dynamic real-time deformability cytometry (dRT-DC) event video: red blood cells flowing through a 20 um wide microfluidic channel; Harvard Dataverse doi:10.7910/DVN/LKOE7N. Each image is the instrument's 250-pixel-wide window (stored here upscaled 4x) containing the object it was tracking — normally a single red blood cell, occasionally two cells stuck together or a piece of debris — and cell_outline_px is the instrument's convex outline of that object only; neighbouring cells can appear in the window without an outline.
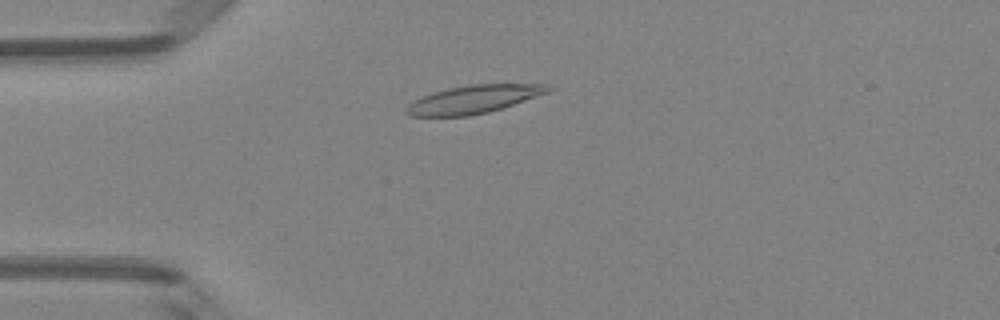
{"species": "Egyptian fruit bat (a non-hibernating species)", "species_latin": "Rousettus aegyptiacus", "temperature_condition": "room temperature", "stored_images_in_passage": 48, "camera_frame_rate_fps": 3000, "um_per_image_px": 0.085, "animal": {"sex": "female"}, "frame": {"image": 1, "passage_image": 11, "time_ms": 3.333, "image_size_px": [1000, 320], "cell_outline_px": [[552, 88], [548, 92], [488, 112], [468, 116], [408, 116], [404, 112], [404, 108], [408, 104], [420, 96], [432, 92], [448, 88], [468, 84], [548, 84]], "centroid_in_image_um": [40.16, 8.44], "position_along_channel_um": 44.8, "area_um2": 23.12}}
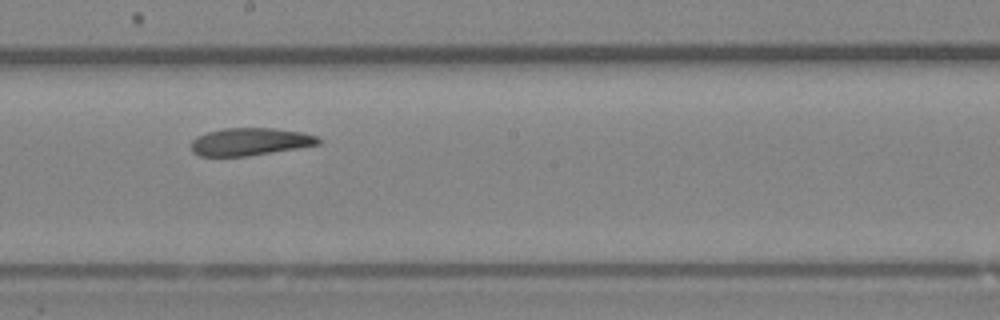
{"frame": {"image": 2, "passage_image": 26, "time_ms": 8.333, "image_size_px": [1000, 320], "cell_outline_px": [[320, 144], [248, 156], [200, 156], [192, 152], [192, 140], [196, 136], [208, 132], [224, 128], [272, 128], [304, 132], [316, 136], [320, 140]], "centroid_in_image_um": [21.24, 12.04], "position_along_channel_um": 227.0, "area_um2": 20.35}}
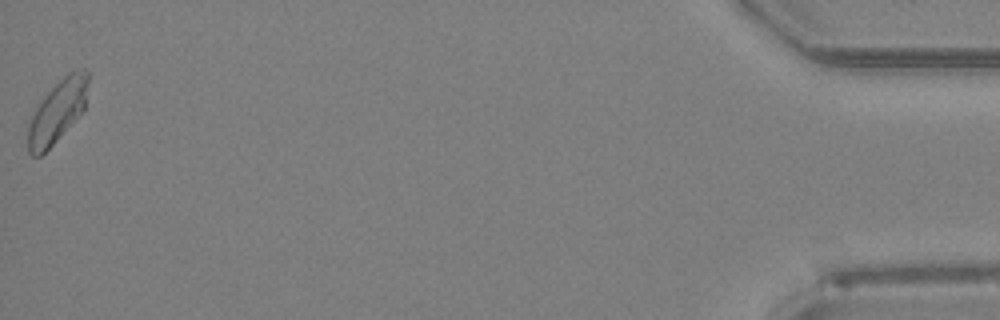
{"frame": {"image": 3, "passage_image": 48, "time_ms": 15.667, "image_size_px": [1000, 320], "cell_outline_px": [[88, 84], [84, 108], [56, 140], [40, 156], [32, 156], [28, 152], [28, 124], [36, 108], [44, 96], [68, 72], [80, 68], [84, 68], [88, 72]], "centroid_in_image_um": [4.87, 9.43], "position_along_channel_um": 430.3, "area_um2": 21.21}, "authors_computed_cell_mechanics": {"area_um2": 21.3571, "velocity_mm_per_s": 4.0708, "shape_relaxation_time_tau1_ms": null, "shape_relaxation_time_tau2_ms": 9.076, "deformation_change_tau1": null, "deformation_change_tau2": 0.1817}}